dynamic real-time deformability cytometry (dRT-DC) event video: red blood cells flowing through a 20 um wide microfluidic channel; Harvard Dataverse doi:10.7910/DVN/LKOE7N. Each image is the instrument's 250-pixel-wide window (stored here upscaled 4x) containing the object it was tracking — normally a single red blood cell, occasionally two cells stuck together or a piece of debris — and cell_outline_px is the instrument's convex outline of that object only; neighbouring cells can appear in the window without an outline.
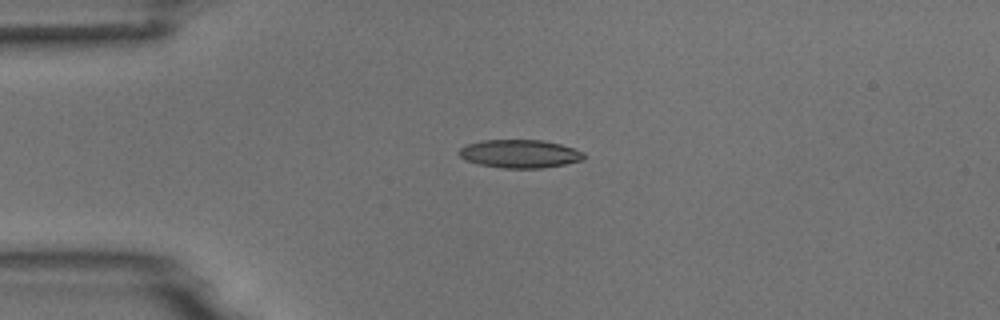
{"species": "common noctule bat (a hibernating species)", "species_latin": "Nyctalus noctula", "temperature_condition": "room temperature", "stored_images_in_passage": 5, "camera_frame_rate_fps": 3000, "um_per_image_px": 0.085, "animal": {"sex": "male", "body_mass_g": 18.8}, "frame": {"image": 1, "passage_image": 5, "time_ms": 5.333, "image_size_px": [1000, 320], "cell_outline_px": [[584, 160], [544, 168], [500, 168], [480, 164], [468, 160], [460, 156], [456, 152], [464, 144], [484, 140], [540, 140], [560, 144], [584, 152]], "centroid_in_image_um": [44.16, 13.07], "position_along_channel_um": 40.8, "area_um2": 20.52}}